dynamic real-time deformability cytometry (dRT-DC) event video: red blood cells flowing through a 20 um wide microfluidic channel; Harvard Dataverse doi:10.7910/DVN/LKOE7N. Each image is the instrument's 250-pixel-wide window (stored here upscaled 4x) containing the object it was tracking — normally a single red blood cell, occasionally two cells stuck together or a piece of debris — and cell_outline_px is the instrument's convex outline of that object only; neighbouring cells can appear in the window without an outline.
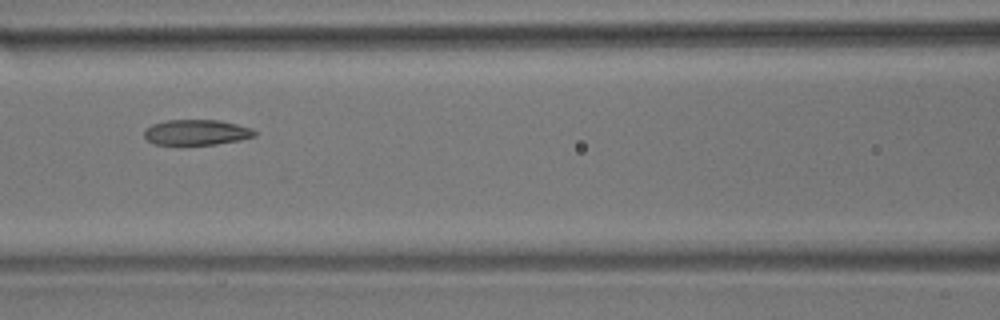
{"species": "common noctule bat (a hibernating species)", "species_latin": "Nyctalus noctula", "temperature_condition": "room temperature", "stored_images_in_passage": 9, "camera_frame_rate_fps": 3000, "um_per_image_px": 0.085, "animal": {"sex": "male", "body_mass_g": 17.9}, "frame": {"image": 1, "passage_image": 3, "time_ms": 0.667, "image_size_px": [1000, 320], "cell_outline_px": [[256, 136], [240, 140], [216, 144], [152, 144], [144, 136], [144, 128], [152, 124], [164, 120], [220, 120], [252, 128], [256, 132]], "centroid_in_image_um": [16.69, 11.24], "position_along_channel_um": 149.9, "area_um2": 16.42}}
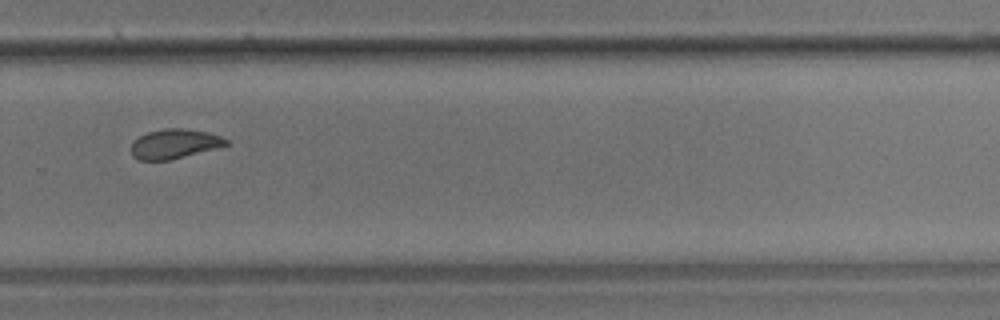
{"frame": {"image": 2, "passage_image": 7, "time_ms": 2.0, "image_size_px": [1000, 320], "cell_outline_px": [[228, 144], [216, 148], [168, 160], [136, 160], [132, 156], [132, 144], [140, 136], [148, 132], [164, 128], [184, 128], [208, 132], [220, 136], [228, 140]], "centroid_in_image_um": [14.82, 12.22], "position_along_channel_um": 315.0, "area_um2": 16.13}}
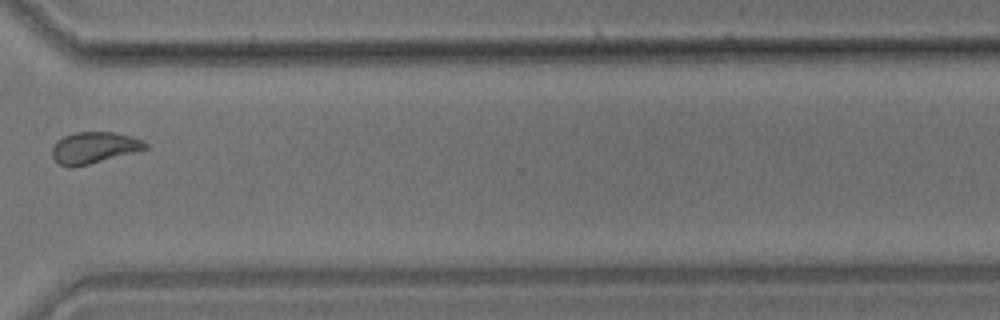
{"frame": {"image": 3, "passage_image": 8, "time_ms": 2.333, "image_size_px": [1000, 320], "cell_outline_px": [[148, 148], [88, 164], [68, 168], [60, 164], [52, 156], [52, 148], [56, 140], [64, 136], [76, 132], [116, 132], [140, 140], [148, 144]], "centroid_in_image_um": [7.94, 12.54], "position_along_channel_um": 362.7, "area_um2": 16.76}}